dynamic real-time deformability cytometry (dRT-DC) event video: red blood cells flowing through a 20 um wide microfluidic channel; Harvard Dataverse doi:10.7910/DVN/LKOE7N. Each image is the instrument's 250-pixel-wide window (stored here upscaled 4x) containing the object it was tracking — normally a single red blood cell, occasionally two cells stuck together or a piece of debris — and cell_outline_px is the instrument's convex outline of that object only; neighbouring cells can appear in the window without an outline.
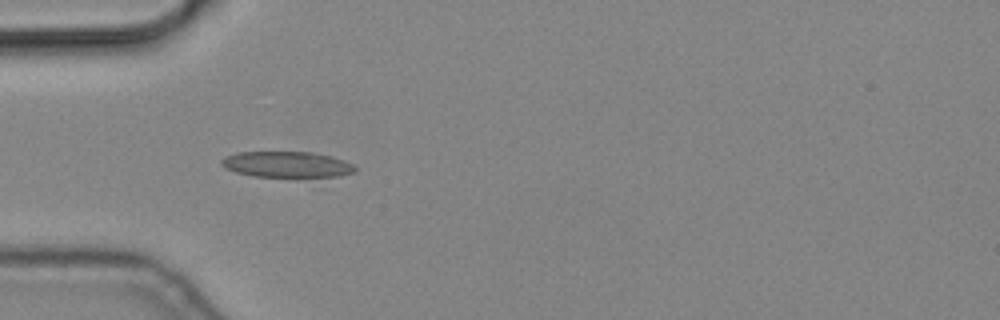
{"species": "common noctule bat (a hibernating species)", "species_latin": "Nyctalus noctula", "temperature_condition": "cold", "stored_images_in_passage": 6, "camera_frame_rate_fps": 3000, "um_per_image_px": 0.085, "animal": {"sex": "male", "body_mass_g": 19.2, "forearm_length_mm": 51.8}, "frame": {"image": 1, "passage_image": 5, "time_ms": 1.333, "image_size_px": [1000, 320], "cell_outline_px": [[356, 172], [336, 176], [256, 176], [236, 172], [224, 168], [220, 164], [220, 160], [224, 156], [236, 152], [312, 152], [332, 156], [344, 160], [352, 164], [356, 168]], "centroid_in_image_um": [24.35, 13.96], "position_along_channel_um": 60.7, "area_um2": 20.06}}
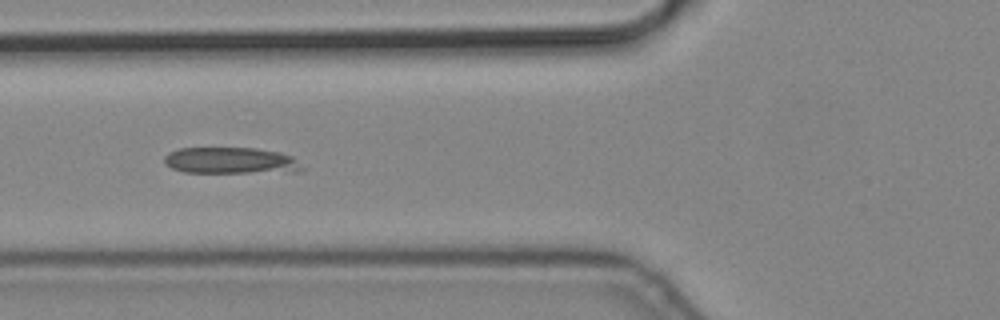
{"frame": {"image": 2, "passage_image": 6, "time_ms": 1.667, "image_size_px": [1000, 320], "cell_outline_px": [[304, 168], [300, 172], [184, 172], [172, 168], [164, 164], [164, 156], [168, 152], [180, 148], [256, 148], [280, 152], [292, 156]], "centroid_in_image_um": [19.62, 13.65], "position_along_channel_um": 106.2, "area_um2": 21.27}}